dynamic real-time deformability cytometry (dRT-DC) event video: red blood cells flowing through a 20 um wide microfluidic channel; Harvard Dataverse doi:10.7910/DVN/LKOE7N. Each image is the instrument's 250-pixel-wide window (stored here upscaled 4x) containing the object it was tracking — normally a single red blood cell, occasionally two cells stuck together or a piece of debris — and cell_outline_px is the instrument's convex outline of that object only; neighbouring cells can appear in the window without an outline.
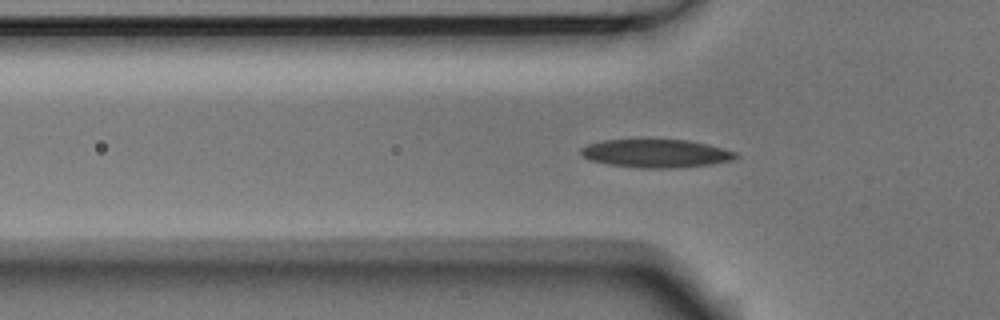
{"species": "Egyptian fruit bat (a non-hibernating species)", "species_latin": "Rousettus aegyptiacus", "temperature_condition": "room temperature", "stored_images_in_passage": 41, "camera_frame_rate_fps": 3000, "um_per_image_px": 0.085, "animal": {"sex": "male"}, "frame": {"image": 1, "passage_image": 3, "time_ms": 0.667, "image_size_px": [1000, 320], "cell_outline_px": [[740, 156], [732, 160], [708, 164], [672, 168], [640, 168], [608, 164], [588, 160], [580, 152], [580, 148], [588, 144], [604, 140], [640, 136], [648, 136], [688, 140], [708, 144], [724, 148], [736, 152]], "centroid_in_image_um": [55.71, 12.98], "position_along_channel_um": 70.1, "area_um2": 26.7}}
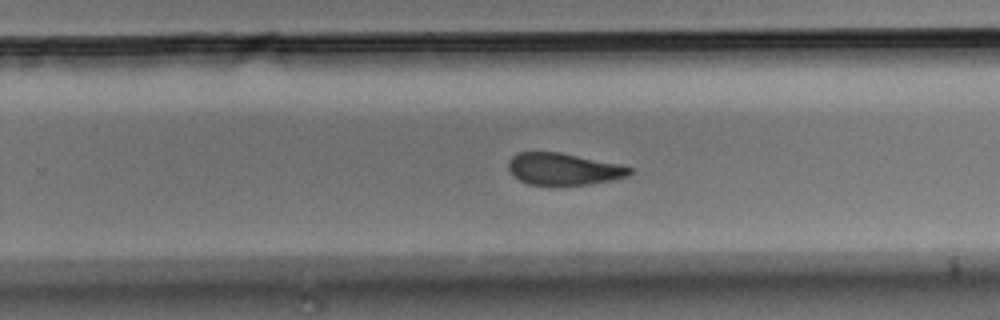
{"frame": {"image": 2, "passage_image": 20, "time_ms": 6.333, "image_size_px": [1000, 320], "cell_outline_px": [[632, 172], [628, 176], [612, 180], [588, 184], [560, 188], [552, 188], [528, 184], [512, 176], [508, 168], [508, 160], [512, 156], [520, 152], [560, 152], [620, 164], [632, 168]], "centroid_in_image_um": [47.86, 14.41], "position_along_channel_um": 281.9, "area_um2": 23.41}}
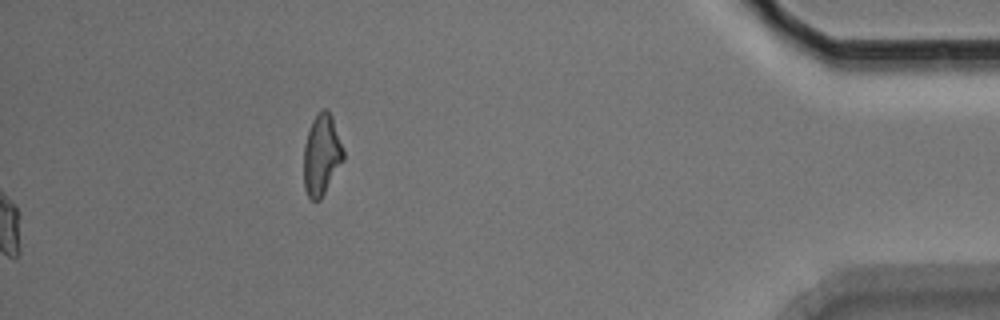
{"frame": {"image": 3, "passage_image": 41, "time_ms": 13.333, "image_size_px": [1000, 320], "cell_outline_px": [[344, 160], [320, 200], [312, 200], [308, 196], [304, 188], [304, 144], [312, 120], [324, 108], [332, 116], [344, 148]], "centroid_in_image_um": [27.35, 13.18], "position_along_channel_um": 407.9, "area_um2": 18.61}, "authors_computed_cell_mechanics": {"area_um2": 24.2182, "velocity_mm_per_s": 3.7229, "shape_relaxation_time_tau1_ms": 4.7325, "shape_relaxation_time_tau2_ms": 2.2053, "deformation_change_tau1": 0.151, "deformation_change_tau2": 0.0762}}